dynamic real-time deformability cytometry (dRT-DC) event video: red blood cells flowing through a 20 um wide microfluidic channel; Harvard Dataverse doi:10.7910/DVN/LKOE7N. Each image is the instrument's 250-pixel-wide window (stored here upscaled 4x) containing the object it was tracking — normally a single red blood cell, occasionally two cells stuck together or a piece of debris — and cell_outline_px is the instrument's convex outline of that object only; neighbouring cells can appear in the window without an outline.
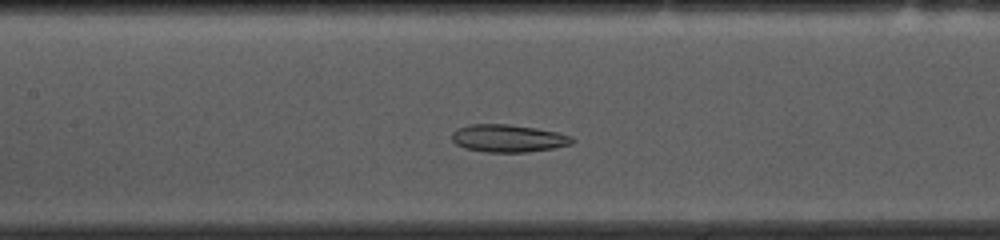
{"species": "common noctule bat (a hibernating species)", "species_latin": "Nyctalus noctula", "temperature_condition": "cold", "stored_images_in_passage": 40, "camera_frame_rate_fps": 3000, "um_per_image_px": 0.085, "animal": {"sex": "female", "body_mass_g": 10.0, "forearm_length_mm": 53.1}, "frame": {"image": 1, "passage_image": 19, "time_ms": 6.0, "image_size_px": [1000, 240], "cell_outline_px": [[576, 140], [572, 144], [552, 148], [528, 152], [484, 152], [464, 148], [456, 144], [452, 140], [452, 132], [456, 128], [472, 124], [508, 124], [536, 128], [556, 132], [572, 136]], "centroid_in_image_um": [43.18, 11.76], "position_along_channel_um": 164.2, "area_um2": 19.42}}
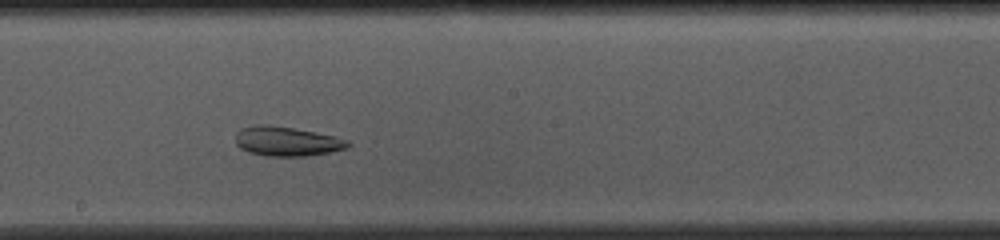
{"frame": {"image": 2, "passage_image": 24, "time_ms": 7.667, "image_size_px": [1000, 240], "cell_outline_px": [[352, 144], [348, 148], [308, 156], [264, 156], [248, 152], [240, 148], [236, 144], [236, 132], [240, 128], [256, 124], [268, 124], [316, 132], [336, 136], [348, 140]], "centroid_in_image_um": [24.37, 12.01], "position_along_channel_um": 223.8, "area_um2": 19.54}}
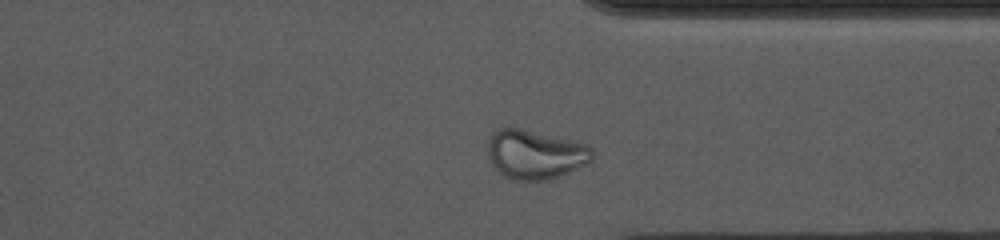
{"frame": {"image": 3, "passage_image": 36, "time_ms": 11.667, "image_size_px": [1000, 240], "cell_outline_px": [[592, 160], [568, 172], [548, 180], [516, 180], [504, 176], [492, 164], [488, 156], [488, 140], [496, 128], [508, 124], [588, 144], [592, 148]], "centroid_in_image_um": [45.45, 13.07], "position_along_channel_um": 366.0, "area_um2": 30.29}, "authors_computed_cell_mechanics": {"area_um2": 22.0218, "velocity_mm_per_s": 3.5907, "shape_relaxation_time_tau1_ms": null, "shape_relaxation_time_tau2_ms": 2.5944, "deformation_change_tau1": null, "deformation_change_tau2": 0.0824}}